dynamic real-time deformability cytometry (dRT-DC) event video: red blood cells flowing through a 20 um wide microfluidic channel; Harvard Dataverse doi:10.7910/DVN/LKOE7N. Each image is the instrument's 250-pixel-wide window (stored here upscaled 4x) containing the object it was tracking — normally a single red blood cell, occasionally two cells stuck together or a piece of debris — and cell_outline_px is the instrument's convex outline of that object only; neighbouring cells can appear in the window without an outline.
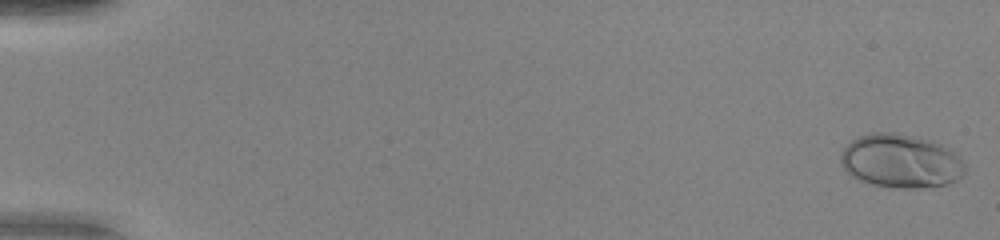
{"species": "human", "species_latin": "Homo sapiens", "temperature_condition": "warm", "stored_images_in_passage": 51, "camera_frame_rate_fps": 3000, "um_per_image_px": 0.085, "donor": {"sex": "female"}, "frame": {"image": 1, "passage_image": 1, "time_ms": 0.0, "image_size_px": [1000, 240], "cell_outline_px": [[964, 172], [956, 180], [948, 184], [924, 188], [896, 188], [872, 184], [860, 180], [852, 176], [844, 168], [840, 160], [840, 156], [844, 148], [852, 140], [860, 136], [872, 132], [896, 132], [920, 136], [932, 140], [952, 148], [964, 164]], "centroid_in_image_um": [76.59, 13.67], "position_along_channel_um": 8.4, "area_um2": 39.25}}
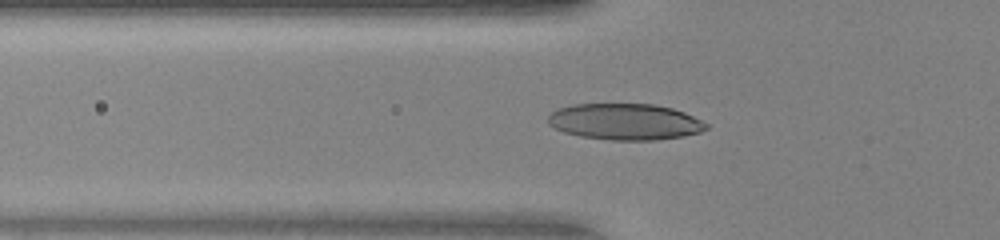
{"frame": {"image": 2, "passage_image": 19, "time_ms": 6.0, "image_size_px": [1000, 240], "cell_outline_px": [[708, 128], [700, 132], [684, 136], [656, 140], [612, 140], [580, 136], [564, 132], [548, 124], [548, 116], [552, 112], [560, 108], [572, 104], [656, 104], [672, 108], [684, 112], [708, 124]], "centroid_in_image_um": [53.14, 10.34], "position_along_channel_um": 72.7, "area_um2": 33.41}}
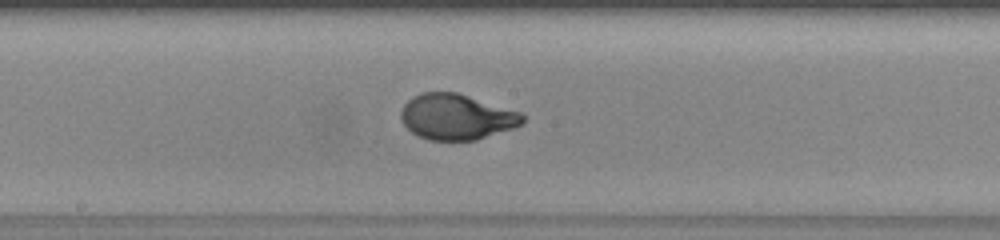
{"frame": {"image": 3, "passage_image": 29, "time_ms": 9.333, "image_size_px": [1000, 240], "cell_outline_px": [[524, 120], [520, 124], [512, 128], [476, 140], [428, 140], [416, 136], [404, 124], [400, 116], [400, 112], [404, 104], [412, 96], [424, 92], [456, 92], [524, 112]], "centroid_in_image_um": [38.8, 9.93], "position_along_channel_um": 209.4, "area_um2": 32.48}, "authors_computed_cell_mechanics": {"area_um2": 32.5414, "velocity_mm_per_s": 4.1062, "shape_relaxation_time_tau1_ms": 3.9686, "shape_relaxation_time_tau2_ms": null, "deformation_change_tau1": 0.2416, "deformation_change_tau2": null}}